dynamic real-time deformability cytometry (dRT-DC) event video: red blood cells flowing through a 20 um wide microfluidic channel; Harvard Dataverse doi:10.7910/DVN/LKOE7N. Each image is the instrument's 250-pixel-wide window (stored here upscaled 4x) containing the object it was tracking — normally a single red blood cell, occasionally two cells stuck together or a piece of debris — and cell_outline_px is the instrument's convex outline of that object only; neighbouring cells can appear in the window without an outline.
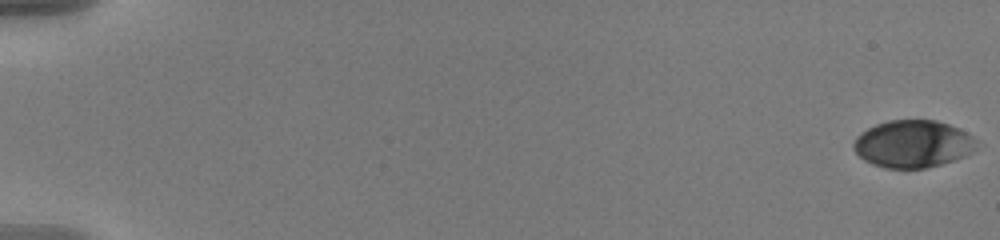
{"species": "human", "species_latin": "Homo sapiens", "temperature_condition": "warm", "stored_images_in_passage": 15, "camera_frame_rate_fps": 3000, "um_per_image_px": 0.085, "donor": {"sex": "male"}, "frame": {"image": 1, "passage_image": 1, "time_ms": 0.0, "image_size_px": [1000, 240], "cell_outline_px": [[980, 140], [976, 148], [972, 152], [964, 156], [940, 164], [924, 168], [884, 168], [872, 164], [864, 160], [852, 148], [852, 144], [856, 136], [860, 132], [876, 124], [888, 120], [936, 120], [948, 124]], "centroid_in_image_um": [77.57, 12.23], "position_along_channel_um": 7.4, "area_um2": 33.99}}